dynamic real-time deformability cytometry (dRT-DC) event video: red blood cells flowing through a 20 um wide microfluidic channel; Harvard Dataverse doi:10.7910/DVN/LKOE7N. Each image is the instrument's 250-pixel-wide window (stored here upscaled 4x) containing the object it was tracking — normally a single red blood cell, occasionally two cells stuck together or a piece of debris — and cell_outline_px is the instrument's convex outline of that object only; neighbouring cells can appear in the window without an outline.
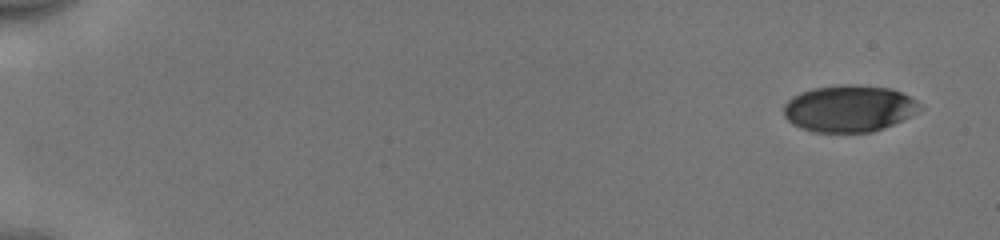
{"species": "human", "species_latin": "Homo sapiens", "temperature_condition": "cold", "stored_images_in_passage": 51, "camera_frame_rate_fps": 3000, "um_per_image_px": 0.085, "donor": {"sex": "male"}, "frame": {"image": 1, "passage_image": 1, "time_ms": 0.0, "image_size_px": [1000, 240], "cell_outline_px": [[924, 108], [912, 116], [884, 128], [872, 132], [812, 132], [800, 128], [792, 124], [784, 116], [784, 104], [792, 96], [800, 92], [812, 88], [844, 84], [856, 84], [892, 88], [916, 100]], "centroid_in_image_um": [72.18, 9.22], "position_along_channel_um": 12.8, "area_um2": 37.51}}
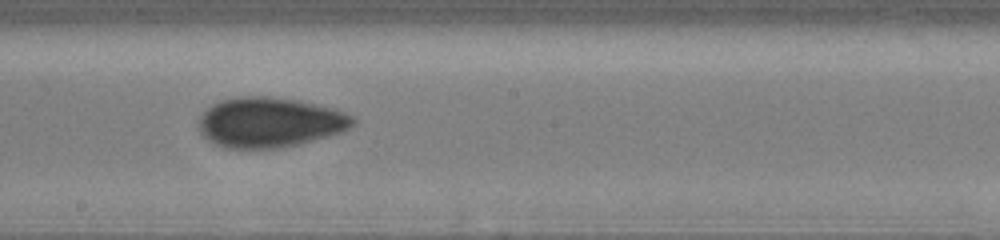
{"frame": {"image": 2, "passage_image": 30, "time_ms": 9.667, "image_size_px": [1000, 240], "cell_outline_px": [[356, 124], [344, 132], [300, 144], [276, 148], [224, 148], [208, 140], [200, 132], [200, 116], [204, 108], [220, 100], [240, 96], [268, 96], [296, 100], [316, 104], [332, 108], [356, 116]], "centroid_in_image_um": [22.96, 10.4], "position_along_channel_um": 225.2, "area_um2": 45.32}}
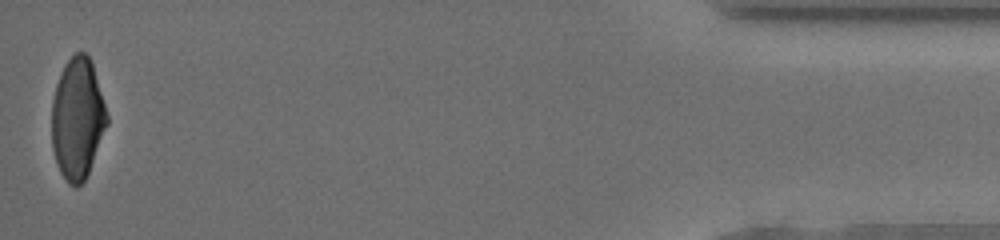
{"frame": {"image": 3, "passage_image": 51, "time_ms": 16.667, "image_size_px": [1000, 240], "cell_outline_px": [[108, 124], [88, 172], [84, 180], [76, 188], [68, 184], [60, 172], [56, 164], [52, 148], [52, 100], [56, 84], [64, 64], [76, 52], [84, 52], [88, 56], [92, 64], [108, 116]], "centroid_in_image_um": [6.57, 10.1], "position_along_channel_um": 428.6, "area_um2": 38.84}, "authors_computed_cell_mechanics": {"area_um2": 40.9802, "velocity_mm_per_s": 3.9815, "shape_relaxation_time_tau1_ms": 4.9459, "shape_relaxation_time_tau2_ms": 2.0086, "deformation_change_tau1": 0.1495, "deformation_change_tau2": 0.058}}